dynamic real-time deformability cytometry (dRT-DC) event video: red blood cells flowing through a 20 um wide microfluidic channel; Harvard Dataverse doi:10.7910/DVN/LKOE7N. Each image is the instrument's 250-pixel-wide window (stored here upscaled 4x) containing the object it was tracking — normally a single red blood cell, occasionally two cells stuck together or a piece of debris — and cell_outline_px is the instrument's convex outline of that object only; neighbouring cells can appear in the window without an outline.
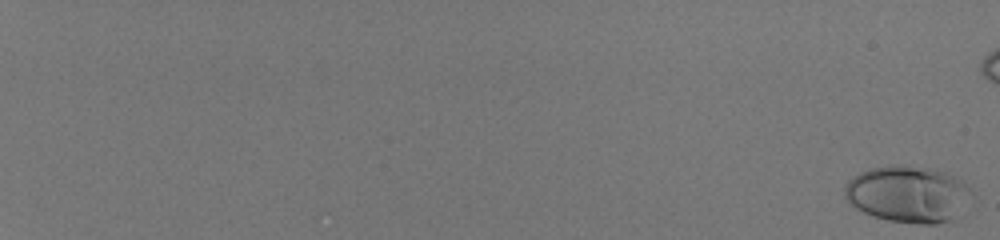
{"species": "human", "species_latin": "Homo sapiens", "temperature_condition": "room temperature", "stored_images_in_passage": 58, "camera_frame_rate_fps": 3000, "um_per_image_px": 0.085, "donor": {"sex": "male"}, "frame": {"image": 1, "passage_image": 2, "time_ms": 0.333, "image_size_px": [1000, 240], "cell_outline_px": [[968, 188], [948, 220], [936, 224], [920, 224], [888, 220], [872, 216], [856, 208], [844, 196], [844, 188], [848, 180], [860, 172], [872, 168], [896, 164], [900, 164], [928, 168], [944, 172], [960, 180]], "centroid_in_image_um": [76.98, 16.47], "position_along_channel_um": 8.0, "area_um2": 40.11}}
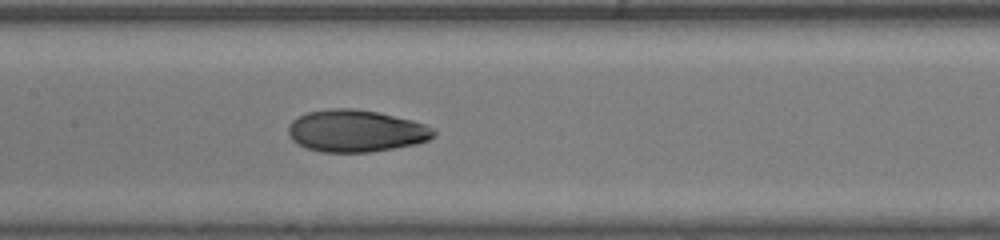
{"frame": {"image": 2, "passage_image": 36, "time_ms": 11.667, "image_size_px": [1000, 240], "cell_outline_px": [[436, 132], [428, 140], [416, 144], [368, 152], [320, 152], [308, 148], [292, 140], [288, 132], [288, 124], [296, 116], [308, 112], [328, 108], [356, 108], [376, 112], [412, 120], [436, 128]], "centroid_in_image_um": [30.23, 11.11], "position_along_channel_um": 177.2, "area_um2": 35.66}}
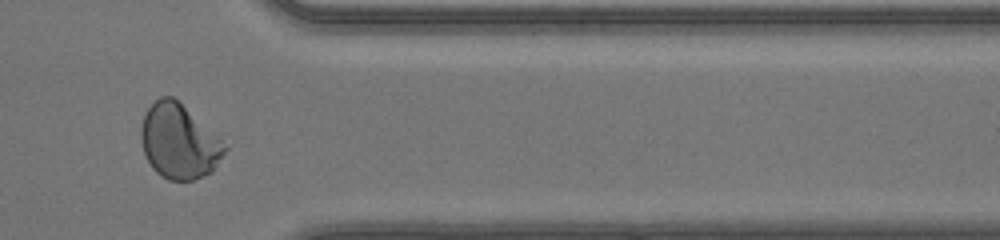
{"frame": {"image": 3, "passage_image": 52, "time_ms": 17.0, "image_size_px": [1000, 240], "cell_outline_px": [[232, 144], [212, 172], [196, 180], [168, 180], [160, 176], [152, 168], [144, 152], [140, 136], [140, 128], [144, 116], [148, 108], [160, 96], [172, 96]], "centroid_in_image_um": [15.3, 12.03], "position_along_channel_um": 396.1, "area_um2": 37.28}}